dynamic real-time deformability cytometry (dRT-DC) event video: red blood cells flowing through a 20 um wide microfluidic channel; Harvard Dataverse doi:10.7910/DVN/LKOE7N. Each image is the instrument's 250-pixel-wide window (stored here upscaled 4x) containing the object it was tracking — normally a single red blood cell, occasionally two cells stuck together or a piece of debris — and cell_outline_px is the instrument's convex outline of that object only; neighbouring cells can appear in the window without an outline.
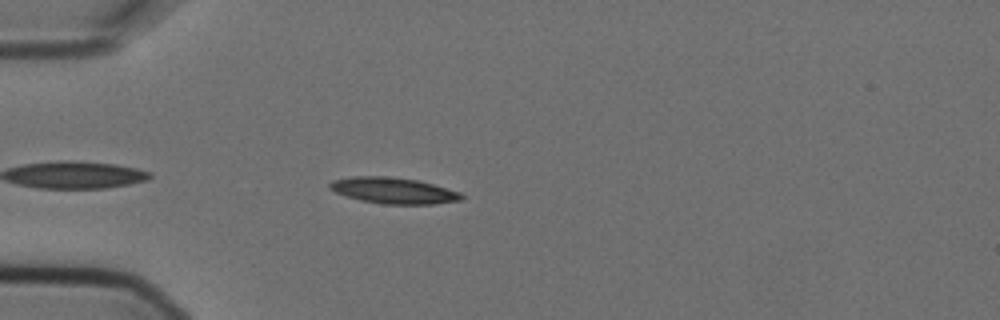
{"species": "Egyptian fruit bat (a non-hibernating species)", "species_latin": "Rousettus aegyptiacus", "temperature_condition": "cold", "stored_images_in_passage": 6, "camera_frame_rate_fps": 3000, "um_per_image_px": 0.085, "animal": {"sex": "female"}, "frame": {"image": 1, "passage_image": 5, "time_ms": 1.333, "image_size_px": [1000, 320], "cell_outline_px": [[464, 200], [432, 204], [384, 204], [360, 200], [336, 192], [328, 188], [328, 184], [332, 180], [352, 176], [384, 176], [416, 180], [432, 184], [460, 192], [464, 196]], "centroid_in_image_um": [33.44, 16.2], "position_along_channel_um": 51.6, "area_um2": 19.94}}